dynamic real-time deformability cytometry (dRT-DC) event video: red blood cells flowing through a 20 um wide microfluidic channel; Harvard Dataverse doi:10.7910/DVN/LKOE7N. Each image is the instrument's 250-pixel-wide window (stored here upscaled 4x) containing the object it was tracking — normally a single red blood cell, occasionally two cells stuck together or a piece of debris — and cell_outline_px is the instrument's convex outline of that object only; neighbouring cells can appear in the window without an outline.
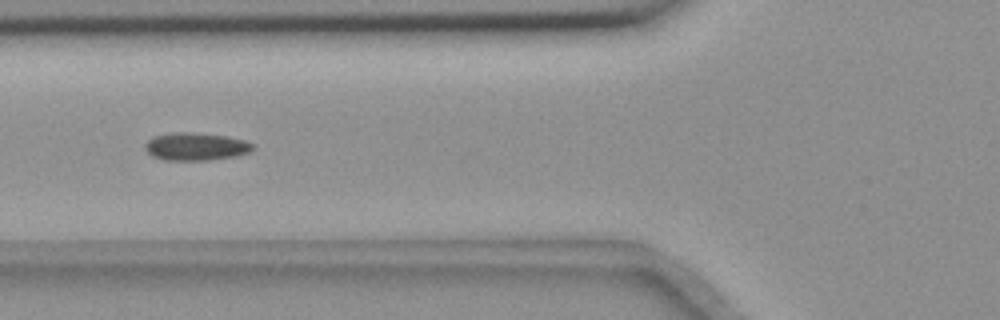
{"species": "common noctule bat (a hibernating species)", "species_latin": "Nyctalus noctula", "temperature_condition": "room temperature", "stored_images_in_passage": 10, "camera_frame_rate_fps": 3000, "um_per_image_px": 0.085, "animal": {"sex": "female", "body_mass_g": 18.4}, "frame": {"image": 1, "passage_image": 5, "time_ms": 4.667, "image_size_px": [1000, 320], "cell_outline_px": [[256, 148], [248, 152], [236, 156], [208, 160], [164, 160], [152, 156], [144, 148], [144, 144], [152, 136], [172, 132], [196, 132], [228, 136], [248, 140], [256, 144]], "centroid_in_image_um": [16.68, 12.44], "position_along_channel_um": 109.1, "area_um2": 17.86}}
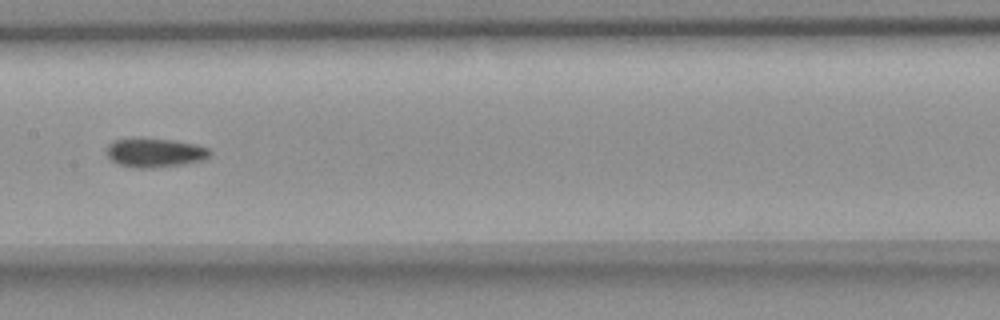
{"frame": {"image": 2, "passage_image": 7, "time_ms": 7.0, "image_size_px": [1000, 320], "cell_outline_px": [[212, 156], [204, 160], [184, 164], [152, 168], [140, 168], [116, 164], [104, 152], [108, 144], [112, 140], [132, 136], [176, 140], [196, 144], [208, 148], [212, 152]], "centroid_in_image_um": [13.14, 12.94], "position_along_channel_um": 194.3, "area_um2": 18.26}}
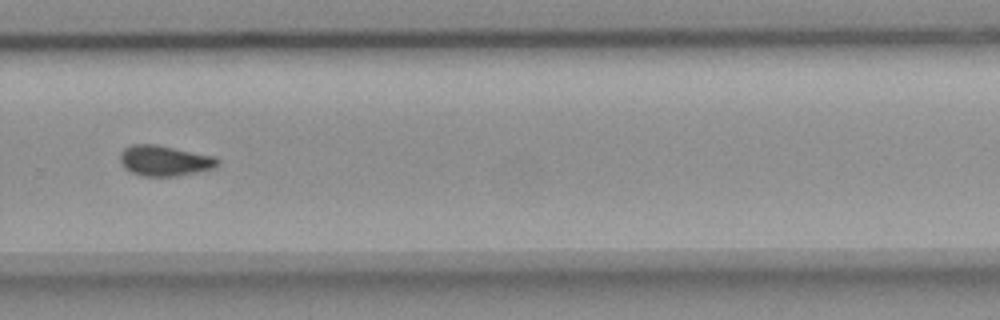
{"frame": {"image": 3, "passage_image": 10, "time_ms": 10.333, "image_size_px": [1000, 320], "cell_outline_px": [[220, 164], [212, 168], [196, 172], [176, 176], [140, 176], [124, 168], [120, 160], [120, 152], [124, 148], [132, 144], [156, 144], [216, 156], [220, 160]], "centroid_in_image_um": [13.99, 13.65], "position_along_channel_um": 315.8, "area_um2": 17.46}}